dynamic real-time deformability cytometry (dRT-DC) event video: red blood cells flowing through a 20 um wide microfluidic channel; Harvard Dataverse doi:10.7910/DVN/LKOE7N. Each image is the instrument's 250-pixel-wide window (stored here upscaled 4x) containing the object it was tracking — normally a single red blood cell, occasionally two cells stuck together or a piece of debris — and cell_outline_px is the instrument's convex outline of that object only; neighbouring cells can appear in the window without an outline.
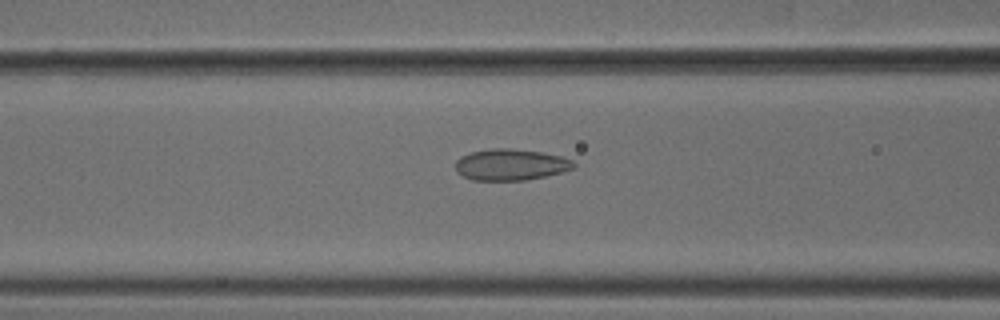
{"species": "common noctule bat (a hibernating species)", "species_latin": "Nyctalus noctula", "temperature_condition": "cold", "stored_images_in_passage": 37, "camera_frame_rate_fps": 3000, "um_per_image_px": 0.085, "animal": {"sex": "male", "body_mass_g": 18.8}, "frame": {"image": 1, "passage_image": 5, "time_ms": 1.333, "image_size_px": [1000, 320], "cell_outline_px": [[576, 168], [564, 172], [524, 180], [472, 180], [456, 172], [456, 160], [460, 156], [472, 152], [492, 148], [508, 148], [540, 152], [560, 156], [572, 160], [576, 164]], "centroid_in_image_um": [43.42, 14.0], "position_along_channel_um": 123.2, "area_um2": 21.56}}
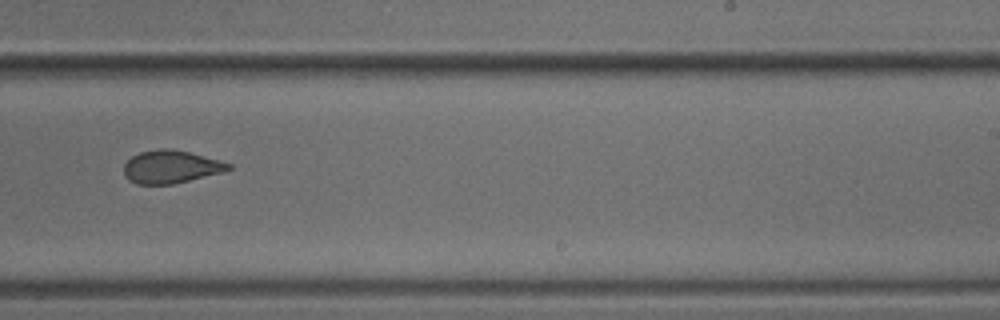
{"frame": {"image": 2, "passage_image": 17, "time_ms": 5.333, "image_size_px": [1000, 320], "cell_outline_px": [[232, 168], [220, 172], [172, 184], [136, 184], [128, 180], [124, 176], [124, 164], [132, 156], [140, 152], [160, 148], [172, 148], [188, 152], [232, 164]], "centroid_in_image_um": [14.46, 14.17], "position_along_channel_um": 274.5, "area_um2": 19.77}}
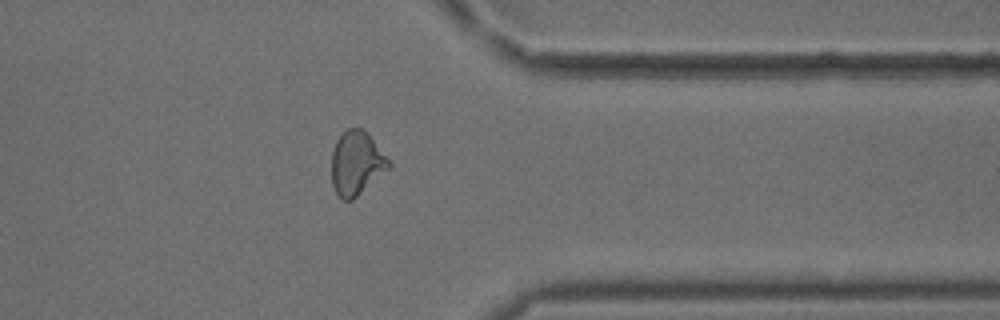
{"frame": {"image": 3, "passage_image": 26, "time_ms": 8.333, "image_size_px": [1000, 320], "cell_outline_px": [[392, 168], [352, 200], [344, 200], [336, 192], [332, 184], [332, 152], [336, 140], [348, 128], [360, 128], [392, 160]], "centroid_in_image_um": [30.34, 13.9], "position_along_channel_um": 381.1, "area_um2": 21.27}, "authors_computed_cell_mechanics": {"area_um2": 21.097, "velocity_mm_per_s": 3.778, "shape_relaxation_time_tau1_ms": 10.3186, "shape_relaxation_time_tau2_ms": 2.0577, "deformation_change_tau1": 0.147, "deformation_change_tau2": 0.0708}}